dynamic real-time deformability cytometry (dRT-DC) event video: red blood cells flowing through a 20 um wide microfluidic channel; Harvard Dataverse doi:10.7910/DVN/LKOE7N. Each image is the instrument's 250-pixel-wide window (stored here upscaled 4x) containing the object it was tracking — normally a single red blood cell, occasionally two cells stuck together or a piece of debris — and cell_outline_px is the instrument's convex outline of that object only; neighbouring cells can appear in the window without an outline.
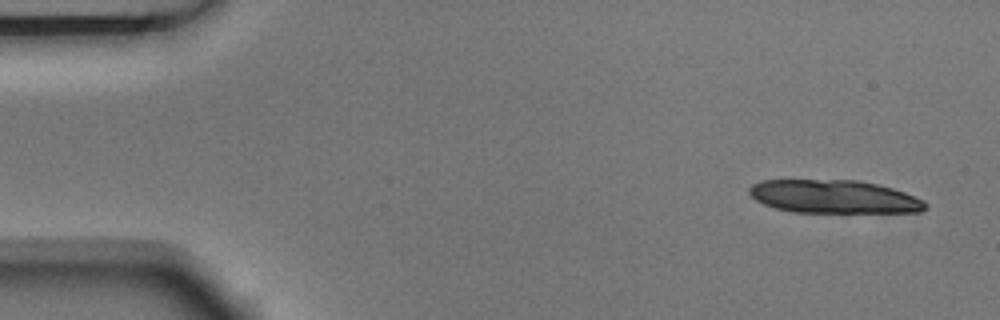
{"species": "Egyptian fruit bat (a non-hibernating species)", "species_latin": "Rousettus aegyptiacus", "temperature_condition": "room temperature", "stored_images_in_passage": 4, "camera_frame_rate_fps": 3000, "um_per_image_px": 0.085, "animal": {"sex": "male"}, "frame": {"image": 1, "passage_image": 1, "time_ms": 0.0, "image_size_px": [1000, 320], "cell_outline_px": [[928, 208], [924, 212], [792, 212], [776, 208], [764, 204], [756, 200], [748, 192], [748, 188], [752, 184], [760, 180], [860, 180], [892, 188], [904, 192], [924, 200], [928, 204]], "centroid_in_image_um": [70.9, 16.72], "position_along_channel_um": 14.1, "area_um2": 34.28}}